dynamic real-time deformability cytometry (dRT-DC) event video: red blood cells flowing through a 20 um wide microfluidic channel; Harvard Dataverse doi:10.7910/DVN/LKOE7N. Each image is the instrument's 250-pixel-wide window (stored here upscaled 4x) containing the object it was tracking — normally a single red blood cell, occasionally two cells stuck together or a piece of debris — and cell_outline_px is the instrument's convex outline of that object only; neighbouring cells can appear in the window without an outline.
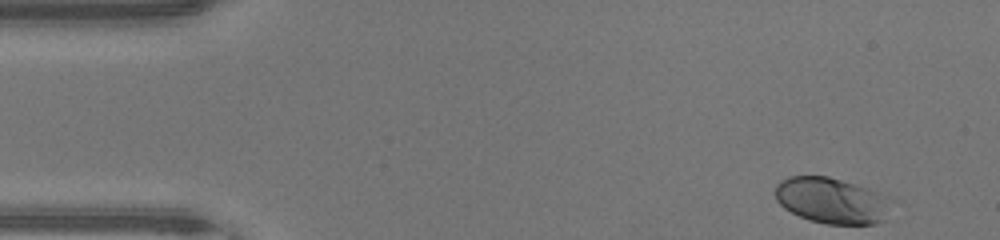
{"species": "human", "species_latin": "Homo sapiens", "temperature_condition": "warm", "stored_images_in_passage": 45, "camera_frame_rate_fps": 3000, "um_per_image_px": 0.085, "donor": {"sex": "male"}, "frame": {"image": 1, "passage_image": 1, "time_ms": 0.0, "image_size_px": [1000, 240], "cell_outline_px": [[884, 220], [876, 224], [828, 224], [808, 220], [784, 208], [776, 200], [776, 184], [780, 180], [788, 176], [828, 176], [868, 188], [880, 196]], "centroid_in_image_um": [70.5, 17.04], "position_along_channel_um": 14.5, "area_um2": 29.82}}
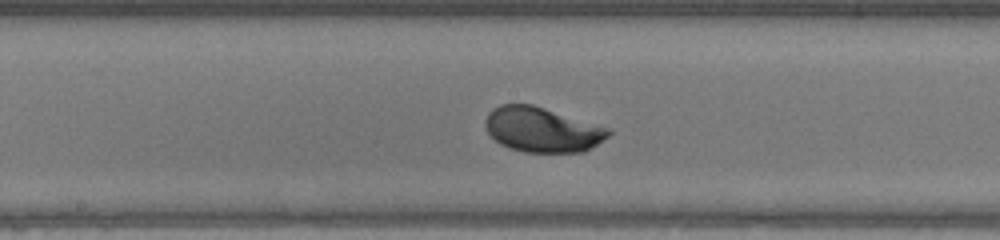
{"frame": {"image": 2, "passage_image": 22, "time_ms": 7.0, "image_size_px": [1000, 240], "cell_outline_px": [[612, 132], [608, 136], [584, 152], [524, 152], [508, 148], [500, 144], [488, 132], [484, 124], [484, 120], [488, 112], [492, 108], [500, 104], [532, 104], [612, 128]], "centroid_in_image_um": [46.08, 11.01], "position_along_channel_um": 202.1, "area_um2": 32.43}}
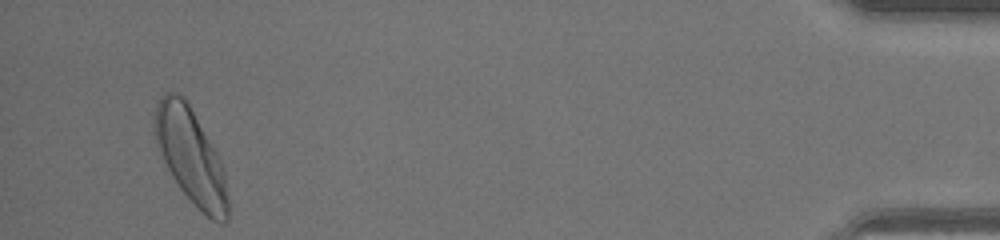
{"frame": {"image": 3, "passage_image": 43, "time_ms": 14.0, "image_size_px": [1000, 240], "cell_outline_px": [[228, 220], [224, 224], [220, 224], [212, 220], [180, 188], [172, 176], [156, 144], [152, 132], [156, 104], [160, 96], [164, 92], [176, 92], [188, 104], [216, 152], [220, 160], [224, 172], [228, 196]], "centroid_in_image_um": [16.2, 13.27], "position_along_channel_um": 419.0, "area_um2": 39.88}, "authors_computed_cell_mechanics": {"area_um2": 32.4258, "velocity_mm_per_s": 4.3023, "shape_relaxation_time_tau1_ms": 1.7841, "shape_relaxation_time_tau2_ms": null, "deformation_change_tau1": 0.1364, "deformation_change_tau2": null}}